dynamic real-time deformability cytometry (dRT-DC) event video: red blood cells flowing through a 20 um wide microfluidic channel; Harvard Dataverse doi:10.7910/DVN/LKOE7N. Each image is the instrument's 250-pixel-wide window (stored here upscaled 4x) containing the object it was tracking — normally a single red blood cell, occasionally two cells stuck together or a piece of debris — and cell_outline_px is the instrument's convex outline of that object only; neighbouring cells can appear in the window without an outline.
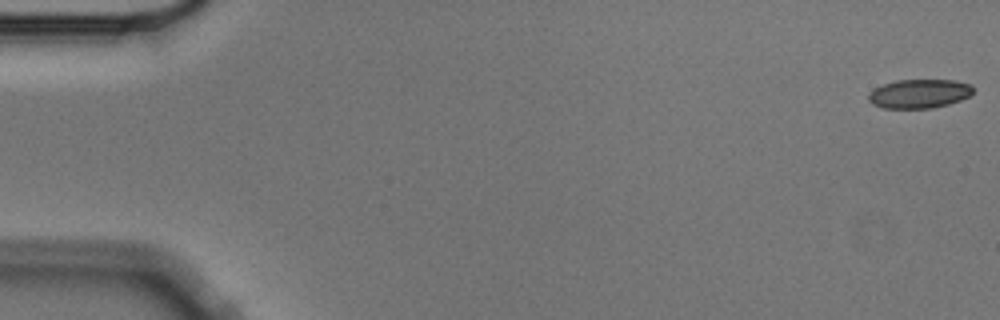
{"species": "Egyptian fruit bat (a non-hibernating species)", "species_latin": "Rousettus aegyptiacus", "temperature_condition": "cold", "stored_images_in_passage": 8, "camera_frame_rate_fps": 3000, "um_per_image_px": 0.085, "animal": {"sex": "male"}, "frame": {"image": 1, "passage_image": 1, "time_ms": 0.0, "image_size_px": [1000, 320], "cell_outline_px": [[972, 92], [968, 96], [960, 100], [948, 104], [932, 108], [884, 108], [872, 104], [868, 100], [868, 92], [884, 84], [896, 80], [952, 80], [972, 84]], "centroid_in_image_um": [78.11, 7.96], "position_along_channel_um": 6.9, "area_um2": 17.57}}
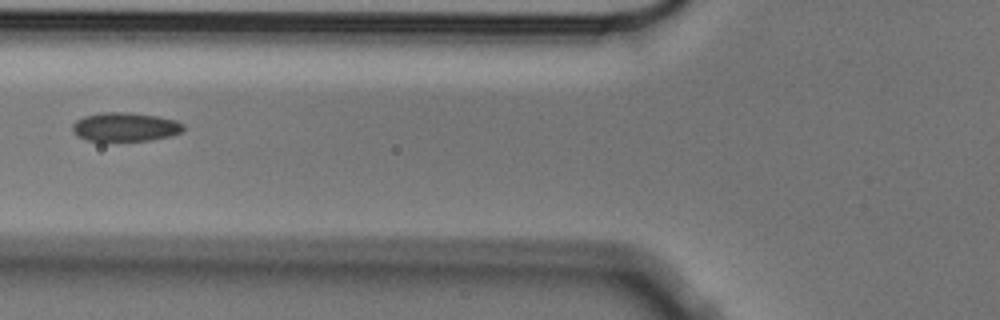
{"frame": {"image": 2, "passage_image": 6, "time_ms": 1.667, "image_size_px": [1000, 320], "cell_outline_px": [[184, 132], [172, 136], [152, 140], [84, 140], [76, 136], [72, 132], [72, 124], [76, 120], [84, 116], [100, 112], [128, 112], [156, 116], [176, 120], [184, 124]], "centroid_in_image_um": [10.64, 10.78], "position_along_channel_um": 115.2, "area_um2": 18.84}}
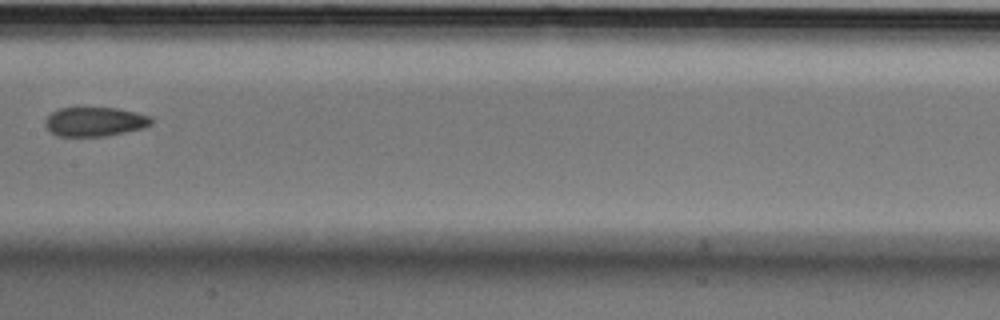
{"frame": {"image": 3, "passage_image": 8, "time_ms": 2.333, "image_size_px": [1000, 320], "cell_outline_px": [[152, 124], [144, 128], [104, 136], [56, 136], [48, 128], [44, 120], [52, 112], [60, 108], [116, 108], [136, 112], [152, 116]], "centroid_in_image_um": [8.09, 10.34], "position_along_channel_um": 199.3, "area_um2": 17.98}}